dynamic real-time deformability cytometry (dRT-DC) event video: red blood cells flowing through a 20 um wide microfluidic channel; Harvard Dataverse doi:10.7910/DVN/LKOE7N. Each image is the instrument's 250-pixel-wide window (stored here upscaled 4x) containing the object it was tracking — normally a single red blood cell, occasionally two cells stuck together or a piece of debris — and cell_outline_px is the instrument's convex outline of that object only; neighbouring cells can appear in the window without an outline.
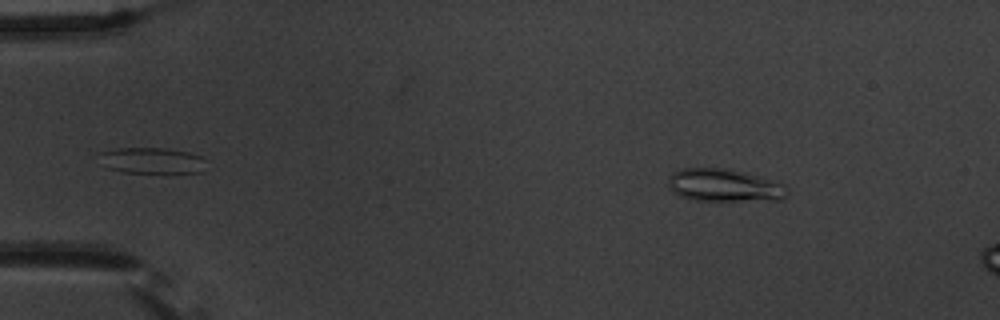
{"species": "common noctule bat (a hibernating species)", "species_latin": "Nyctalus noctula", "temperature_condition": "warm", "stored_images_in_passage": 10, "camera_frame_rate_fps": 3000, "um_per_image_px": 0.085, "animal": {"sex": "male", "body_mass_g": 20.1, "forearm_length_mm": 53.5}, "frame": {"image": 1, "passage_image": 4, "time_ms": 1.0, "image_size_px": [1000, 320], "cell_outline_px": [[788, 196], [784, 200], [696, 200], [680, 196], [668, 188], [668, 180], [680, 168], [724, 168], [744, 172], [760, 176], [788, 184]], "centroid_in_image_um": [61.65, 15.75], "position_along_channel_um": 23.3, "area_um2": 22.83}}